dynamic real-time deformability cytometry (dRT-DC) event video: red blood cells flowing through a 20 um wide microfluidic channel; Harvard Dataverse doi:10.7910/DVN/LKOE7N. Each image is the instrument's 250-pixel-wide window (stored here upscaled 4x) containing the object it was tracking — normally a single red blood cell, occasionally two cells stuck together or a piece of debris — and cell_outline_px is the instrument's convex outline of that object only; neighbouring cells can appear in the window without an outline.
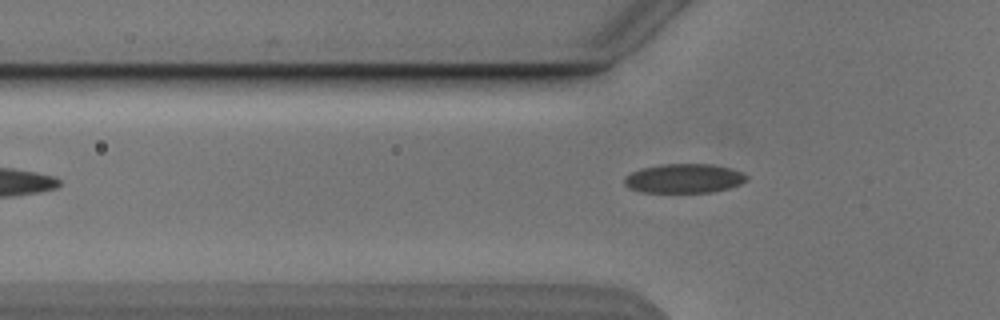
{"species": "Egyptian fruit bat (a non-hibernating species)", "species_latin": "Rousettus aegyptiacus", "temperature_condition": "cold", "stored_images_in_passage": 5, "camera_frame_rate_fps": 3000, "um_per_image_px": 0.085, "animal": {"sex": "male"}, "frame": {"image": 1, "passage_image": 5, "time_ms": 4.667, "image_size_px": [1000, 320], "cell_outline_px": [[748, 176], [740, 184], [728, 188], [712, 192], [640, 192], [628, 188], [624, 184], [624, 176], [640, 168], [660, 164], [708, 164], [728, 168], [740, 172]], "centroid_in_image_um": [58.06, 15.17], "position_along_channel_um": 67.7, "area_um2": 20.69}}